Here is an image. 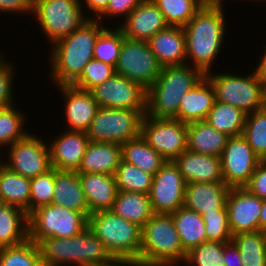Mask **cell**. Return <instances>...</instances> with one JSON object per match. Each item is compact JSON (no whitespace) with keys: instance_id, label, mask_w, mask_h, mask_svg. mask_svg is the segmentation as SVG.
<instances>
[{"instance_id":"cell-26","label":"cell","mask_w":266,"mask_h":266,"mask_svg":"<svg viewBox=\"0 0 266 266\" xmlns=\"http://www.w3.org/2000/svg\"><path fill=\"white\" fill-rule=\"evenodd\" d=\"M121 160V145L89 142L76 172L114 175Z\"/></svg>"},{"instance_id":"cell-24","label":"cell","mask_w":266,"mask_h":266,"mask_svg":"<svg viewBox=\"0 0 266 266\" xmlns=\"http://www.w3.org/2000/svg\"><path fill=\"white\" fill-rule=\"evenodd\" d=\"M215 89L205 75L190 91L182 96L178 113L174 119L186 124L203 121L213 108Z\"/></svg>"},{"instance_id":"cell-59","label":"cell","mask_w":266,"mask_h":266,"mask_svg":"<svg viewBox=\"0 0 266 266\" xmlns=\"http://www.w3.org/2000/svg\"><path fill=\"white\" fill-rule=\"evenodd\" d=\"M256 2H260V3L265 2L266 3V0H259V1L256 0Z\"/></svg>"},{"instance_id":"cell-19","label":"cell","mask_w":266,"mask_h":266,"mask_svg":"<svg viewBox=\"0 0 266 266\" xmlns=\"http://www.w3.org/2000/svg\"><path fill=\"white\" fill-rule=\"evenodd\" d=\"M52 168L59 171H77L87 144L90 142L84 131H60L50 141L47 140Z\"/></svg>"},{"instance_id":"cell-22","label":"cell","mask_w":266,"mask_h":266,"mask_svg":"<svg viewBox=\"0 0 266 266\" xmlns=\"http://www.w3.org/2000/svg\"><path fill=\"white\" fill-rule=\"evenodd\" d=\"M230 187L224 182L187 183L184 207L200 214L227 210L226 198Z\"/></svg>"},{"instance_id":"cell-30","label":"cell","mask_w":266,"mask_h":266,"mask_svg":"<svg viewBox=\"0 0 266 266\" xmlns=\"http://www.w3.org/2000/svg\"><path fill=\"white\" fill-rule=\"evenodd\" d=\"M110 210L140 227L154 215L149 194L139 192L118 191Z\"/></svg>"},{"instance_id":"cell-56","label":"cell","mask_w":266,"mask_h":266,"mask_svg":"<svg viewBox=\"0 0 266 266\" xmlns=\"http://www.w3.org/2000/svg\"><path fill=\"white\" fill-rule=\"evenodd\" d=\"M213 2H215L216 4H218V5H221L222 7H225V4H223L224 2V0H212ZM239 1V0H238ZM241 1V0H240ZM249 1H251V0H249ZM252 1H254V2H256V0H252ZM224 5V6H223Z\"/></svg>"},{"instance_id":"cell-50","label":"cell","mask_w":266,"mask_h":266,"mask_svg":"<svg viewBox=\"0 0 266 266\" xmlns=\"http://www.w3.org/2000/svg\"><path fill=\"white\" fill-rule=\"evenodd\" d=\"M223 260L225 266H243L238 247L233 241L223 243Z\"/></svg>"},{"instance_id":"cell-40","label":"cell","mask_w":266,"mask_h":266,"mask_svg":"<svg viewBox=\"0 0 266 266\" xmlns=\"http://www.w3.org/2000/svg\"><path fill=\"white\" fill-rule=\"evenodd\" d=\"M0 266H43L38 244L31 239L0 248Z\"/></svg>"},{"instance_id":"cell-51","label":"cell","mask_w":266,"mask_h":266,"mask_svg":"<svg viewBox=\"0 0 266 266\" xmlns=\"http://www.w3.org/2000/svg\"><path fill=\"white\" fill-rule=\"evenodd\" d=\"M109 0H81V5L86 9V17L88 19H97L105 10ZM88 11V16H87ZM90 13V14H89ZM94 16V17H93Z\"/></svg>"},{"instance_id":"cell-49","label":"cell","mask_w":266,"mask_h":266,"mask_svg":"<svg viewBox=\"0 0 266 266\" xmlns=\"http://www.w3.org/2000/svg\"><path fill=\"white\" fill-rule=\"evenodd\" d=\"M33 0H0V14L32 15ZM24 13V14H23Z\"/></svg>"},{"instance_id":"cell-37","label":"cell","mask_w":266,"mask_h":266,"mask_svg":"<svg viewBox=\"0 0 266 266\" xmlns=\"http://www.w3.org/2000/svg\"><path fill=\"white\" fill-rule=\"evenodd\" d=\"M169 26L184 27L207 0H152Z\"/></svg>"},{"instance_id":"cell-39","label":"cell","mask_w":266,"mask_h":266,"mask_svg":"<svg viewBox=\"0 0 266 266\" xmlns=\"http://www.w3.org/2000/svg\"><path fill=\"white\" fill-rule=\"evenodd\" d=\"M242 135L255 154L266 160V105L246 115Z\"/></svg>"},{"instance_id":"cell-1","label":"cell","mask_w":266,"mask_h":266,"mask_svg":"<svg viewBox=\"0 0 266 266\" xmlns=\"http://www.w3.org/2000/svg\"><path fill=\"white\" fill-rule=\"evenodd\" d=\"M225 8L207 0L184 26L186 37V64L204 75L214 71L215 62L224 45L226 31ZM214 63V64H213Z\"/></svg>"},{"instance_id":"cell-11","label":"cell","mask_w":266,"mask_h":266,"mask_svg":"<svg viewBox=\"0 0 266 266\" xmlns=\"http://www.w3.org/2000/svg\"><path fill=\"white\" fill-rule=\"evenodd\" d=\"M161 68L148 41L123 38L115 66L117 74L139 83L148 90L160 75Z\"/></svg>"},{"instance_id":"cell-9","label":"cell","mask_w":266,"mask_h":266,"mask_svg":"<svg viewBox=\"0 0 266 266\" xmlns=\"http://www.w3.org/2000/svg\"><path fill=\"white\" fill-rule=\"evenodd\" d=\"M29 239L39 244L50 238H69L88 227V218L82 213L55 204L36 208L28 215Z\"/></svg>"},{"instance_id":"cell-17","label":"cell","mask_w":266,"mask_h":266,"mask_svg":"<svg viewBox=\"0 0 266 266\" xmlns=\"http://www.w3.org/2000/svg\"><path fill=\"white\" fill-rule=\"evenodd\" d=\"M262 204L263 199L245 187L230 188L226 198V208L232 235L260 230Z\"/></svg>"},{"instance_id":"cell-32","label":"cell","mask_w":266,"mask_h":266,"mask_svg":"<svg viewBox=\"0 0 266 266\" xmlns=\"http://www.w3.org/2000/svg\"><path fill=\"white\" fill-rule=\"evenodd\" d=\"M122 161L134 165L144 172L155 175L166 160L140 135L121 145Z\"/></svg>"},{"instance_id":"cell-16","label":"cell","mask_w":266,"mask_h":266,"mask_svg":"<svg viewBox=\"0 0 266 266\" xmlns=\"http://www.w3.org/2000/svg\"><path fill=\"white\" fill-rule=\"evenodd\" d=\"M90 92L102 108L146 110L147 90L117 73Z\"/></svg>"},{"instance_id":"cell-7","label":"cell","mask_w":266,"mask_h":266,"mask_svg":"<svg viewBox=\"0 0 266 266\" xmlns=\"http://www.w3.org/2000/svg\"><path fill=\"white\" fill-rule=\"evenodd\" d=\"M88 228L114 258L139 259L141 227L137 224L106 210L90 214Z\"/></svg>"},{"instance_id":"cell-29","label":"cell","mask_w":266,"mask_h":266,"mask_svg":"<svg viewBox=\"0 0 266 266\" xmlns=\"http://www.w3.org/2000/svg\"><path fill=\"white\" fill-rule=\"evenodd\" d=\"M29 239L28 214L22 208L0 203V248Z\"/></svg>"},{"instance_id":"cell-55","label":"cell","mask_w":266,"mask_h":266,"mask_svg":"<svg viewBox=\"0 0 266 266\" xmlns=\"http://www.w3.org/2000/svg\"><path fill=\"white\" fill-rule=\"evenodd\" d=\"M129 266H149L138 259H129Z\"/></svg>"},{"instance_id":"cell-38","label":"cell","mask_w":266,"mask_h":266,"mask_svg":"<svg viewBox=\"0 0 266 266\" xmlns=\"http://www.w3.org/2000/svg\"><path fill=\"white\" fill-rule=\"evenodd\" d=\"M114 175L118 191L149 194L152 186L153 175L122 160L120 161Z\"/></svg>"},{"instance_id":"cell-23","label":"cell","mask_w":266,"mask_h":266,"mask_svg":"<svg viewBox=\"0 0 266 266\" xmlns=\"http://www.w3.org/2000/svg\"><path fill=\"white\" fill-rule=\"evenodd\" d=\"M148 43L162 67L186 64V37L183 27L168 26L151 37Z\"/></svg>"},{"instance_id":"cell-44","label":"cell","mask_w":266,"mask_h":266,"mask_svg":"<svg viewBox=\"0 0 266 266\" xmlns=\"http://www.w3.org/2000/svg\"><path fill=\"white\" fill-rule=\"evenodd\" d=\"M115 73V66L93 58L84 67L82 74L72 85L79 89L91 91Z\"/></svg>"},{"instance_id":"cell-33","label":"cell","mask_w":266,"mask_h":266,"mask_svg":"<svg viewBox=\"0 0 266 266\" xmlns=\"http://www.w3.org/2000/svg\"><path fill=\"white\" fill-rule=\"evenodd\" d=\"M171 215L183 249L187 253L192 248L206 242L205 223L200 214L183 206Z\"/></svg>"},{"instance_id":"cell-34","label":"cell","mask_w":266,"mask_h":266,"mask_svg":"<svg viewBox=\"0 0 266 266\" xmlns=\"http://www.w3.org/2000/svg\"><path fill=\"white\" fill-rule=\"evenodd\" d=\"M246 115L243 110L237 107L215 100L205 121L219 132L233 137L243 133Z\"/></svg>"},{"instance_id":"cell-57","label":"cell","mask_w":266,"mask_h":266,"mask_svg":"<svg viewBox=\"0 0 266 266\" xmlns=\"http://www.w3.org/2000/svg\"><path fill=\"white\" fill-rule=\"evenodd\" d=\"M5 53H2V51L0 50V61L2 60V59H4L5 58Z\"/></svg>"},{"instance_id":"cell-18","label":"cell","mask_w":266,"mask_h":266,"mask_svg":"<svg viewBox=\"0 0 266 266\" xmlns=\"http://www.w3.org/2000/svg\"><path fill=\"white\" fill-rule=\"evenodd\" d=\"M64 100L65 130L86 132L99 108L90 91L79 89L73 85L56 86Z\"/></svg>"},{"instance_id":"cell-6","label":"cell","mask_w":266,"mask_h":266,"mask_svg":"<svg viewBox=\"0 0 266 266\" xmlns=\"http://www.w3.org/2000/svg\"><path fill=\"white\" fill-rule=\"evenodd\" d=\"M228 72L206 74L215 89L216 101L228 103L246 114L266 105V89L256 68L245 75Z\"/></svg>"},{"instance_id":"cell-41","label":"cell","mask_w":266,"mask_h":266,"mask_svg":"<svg viewBox=\"0 0 266 266\" xmlns=\"http://www.w3.org/2000/svg\"><path fill=\"white\" fill-rule=\"evenodd\" d=\"M124 35L116 26L106 27L98 36L94 47V59L116 66Z\"/></svg>"},{"instance_id":"cell-52","label":"cell","mask_w":266,"mask_h":266,"mask_svg":"<svg viewBox=\"0 0 266 266\" xmlns=\"http://www.w3.org/2000/svg\"><path fill=\"white\" fill-rule=\"evenodd\" d=\"M265 48H266V45H265ZM262 53L263 54H262V56L259 59L261 61H259V64L257 62V66L255 68L258 71V73L260 75V78L264 82V86H265V89H266V49L263 50Z\"/></svg>"},{"instance_id":"cell-27","label":"cell","mask_w":266,"mask_h":266,"mask_svg":"<svg viewBox=\"0 0 266 266\" xmlns=\"http://www.w3.org/2000/svg\"><path fill=\"white\" fill-rule=\"evenodd\" d=\"M53 191L52 204L82 212L88 218L89 205L82 190L78 172L55 169Z\"/></svg>"},{"instance_id":"cell-15","label":"cell","mask_w":266,"mask_h":266,"mask_svg":"<svg viewBox=\"0 0 266 266\" xmlns=\"http://www.w3.org/2000/svg\"><path fill=\"white\" fill-rule=\"evenodd\" d=\"M220 158L223 180L230 188L245 187L261 161L242 134L228 138Z\"/></svg>"},{"instance_id":"cell-31","label":"cell","mask_w":266,"mask_h":266,"mask_svg":"<svg viewBox=\"0 0 266 266\" xmlns=\"http://www.w3.org/2000/svg\"><path fill=\"white\" fill-rule=\"evenodd\" d=\"M0 202L15 205L29 215L30 178L15 173L0 164Z\"/></svg>"},{"instance_id":"cell-42","label":"cell","mask_w":266,"mask_h":266,"mask_svg":"<svg viewBox=\"0 0 266 266\" xmlns=\"http://www.w3.org/2000/svg\"><path fill=\"white\" fill-rule=\"evenodd\" d=\"M185 266H225L223 243L206 241L192 248L183 263Z\"/></svg>"},{"instance_id":"cell-47","label":"cell","mask_w":266,"mask_h":266,"mask_svg":"<svg viewBox=\"0 0 266 266\" xmlns=\"http://www.w3.org/2000/svg\"><path fill=\"white\" fill-rule=\"evenodd\" d=\"M142 1L143 0H109L106 10L97 18V20L105 23V19L112 20V17H115L114 19L116 20L117 17H120L118 19L123 22L130 12Z\"/></svg>"},{"instance_id":"cell-2","label":"cell","mask_w":266,"mask_h":266,"mask_svg":"<svg viewBox=\"0 0 266 266\" xmlns=\"http://www.w3.org/2000/svg\"><path fill=\"white\" fill-rule=\"evenodd\" d=\"M107 26L97 19H88L76 31L50 46L48 77L53 85H72L80 77L94 58L97 38Z\"/></svg>"},{"instance_id":"cell-5","label":"cell","mask_w":266,"mask_h":266,"mask_svg":"<svg viewBox=\"0 0 266 266\" xmlns=\"http://www.w3.org/2000/svg\"><path fill=\"white\" fill-rule=\"evenodd\" d=\"M186 256L171 214H154L141 227L139 261L149 266H181Z\"/></svg>"},{"instance_id":"cell-54","label":"cell","mask_w":266,"mask_h":266,"mask_svg":"<svg viewBox=\"0 0 266 266\" xmlns=\"http://www.w3.org/2000/svg\"><path fill=\"white\" fill-rule=\"evenodd\" d=\"M266 230V199H263L262 208L260 211V231Z\"/></svg>"},{"instance_id":"cell-35","label":"cell","mask_w":266,"mask_h":266,"mask_svg":"<svg viewBox=\"0 0 266 266\" xmlns=\"http://www.w3.org/2000/svg\"><path fill=\"white\" fill-rule=\"evenodd\" d=\"M232 241L238 247L243 266H266V235L263 231L239 233Z\"/></svg>"},{"instance_id":"cell-4","label":"cell","mask_w":266,"mask_h":266,"mask_svg":"<svg viewBox=\"0 0 266 266\" xmlns=\"http://www.w3.org/2000/svg\"><path fill=\"white\" fill-rule=\"evenodd\" d=\"M205 75L188 64L163 66L147 90L146 114L155 118H175L182 96Z\"/></svg>"},{"instance_id":"cell-14","label":"cell","mask_w":266,"mask_h":266,"mask_svg":"<svg viewBox=\"0 0 266 266\" xmlns=\"http://www.w3.org/2000/svg\"><path fill=\"white\" fill-rule=\"evenodd\" d=\"M186 184L174 161H166L153 176L149 192L154 214H171L183 207Z\"/></svg>"},{"instance_id":"cell-28","label":"cell","mask_w":266,"mask_h":266,"mask_svg":"<svg viewBox=\"0 0 266 266\" xmlns=\"http://www.w3.org/2000/svg\"><path fill=\"white\" fill-rule=\"evenodd\" d=\"M228 138L205 120L187 124V150L191 152L220 157Z\"/></svg>"},{"instance_id":"cell-21","label":"cell","mask_w":266,"mask_h":266,"mask_svg":"<svg viewBox=\"0 0 266 266\" xmlns=\"http://www.w3.org/2000/svg\"><path fill=\"white\" fill-rule=\"evenodd\" d=\"M174 163L186 183L224 182L220 157L185 150Z\"/></svg>"},{"instance_id":"cell-20","label":"cell","mask_w":266,"mask_h":266,"mask_svg":"<svg viewBox=\"0 0 266 266\" xmlns=\"http://www.w3.org/2000/svg\"><path fill=\"white\" fill-rule=\"evenodd\" d=\"M123 21L116 26L122 31L124 37L140 41H148L169 26L163 13L152 0H143Z\"/></svg>"},{"instance_id":"cell-48","label":"cell","mask_w":266,"mask_h":266,"mask_svg":"<svg viewBox=\"0 0 266 266\" xmlns=\"http://www.w3.org/2000/svg\"><path fill=\"white\" fill-rule=\"evenodd\" d=\"M245 188L260 199H266V160L259 162Z\"/></svg>"},{"instance_id":"cell-25","label":"cell","mask_w":266,"mask_h":266,"mask_svg":"<svg viewBox=\"0 0 266 266\" xmlns=\"http://www.w3.org/2000/svg\"><path fill=\"white\" fill-rule=\"evenodd\" d=\"M79 179L89 205V215L112 208L118 193L115 175L79 173Z\"/></svg>"},{"instance_id":"cell-8","label":"cell","mask_w":266,"mask_h":266,"mask_svg":"<svg viewBox=\"0 0 266 266\" xmlns=\"http://www.w3.org/2000/svg\"><path fill=\"white\" fill-rule=\"evenodd\" d=\"M82 7L80 0H33L31 16L52 46L88 20Z\"/></svg>"},{"instance_id":"cell-53","label":"cell","mask_w":266,"mask_h":266,"mask_svg":"<svg viewBox=\"0 0 266 266\" xmlns=\"http://www.w3.org/2000/svg\"><path fill=\"white\" fill-rule=\"evenodd\" d=\"M97 266H129V258H113L110 262Z\"/></svg>"},{"instance_id":"cell-3","label":"cell","mask_w":266,"mask_h":266,"mask_svg":"<svg viewBox=\"0 0 266 266\" xmlns=\"http://www.w3.org/2000/svg\"><path fill=\"white\" fill-rule=\"evenodd\" d=\"M38 246L43 266H97L114 258L88 227L69 238H47Z\"/></svg>"},{"instance_id":"cell-13","label":"cell","mask_w":266,"mask_h":266,"mask_svg":"<svg viewBox=\"0 0 266 266\" xmlns=\"http://www.w3.org/2000/svg\"><path fill=\"white\" fill-rule=\"evenodd\" d=\"M140 135L166 161H174L187 150V124L174 118H155L145 114Z\"/></svg>"},{"instance_id":"cell-36","label":"cell","mask_w":266,"mask_h":266,"mask_svg":"<svg viewBox=\"0 0 266 266\" xmlns=\"http://www.w3.org/2000/svg\"><path fill=\"white\" fill-rule=\"evenodd\" d=\"M25 114L15 104L0 107V151L5 150L29 133L25 130L27 127L24 125L27 121Z\"/></svg>"},{"instance_id":"cell-43","label":"cell","mask_w":266,"mask_h":266,"mask_svg":"<svg viewBox=\"0 0 266 266\" xmlns=\"http://www.w3.org/2000/svg\"><path fill=\"white\" fill-rule=\"evenodd\" d=\"M55 169L30 179L29 214L38 207L52 204Z\"/></svg>"},{"instance_id":"cell-10","label":"cell","mask_w":266,"mask_h":266,"mask_svg":"<svg viewBox=\"0 0 266 266\" xmlns=\"http://www.w3.org/2000/svg\"><path fill=\"white\" fill-rule=\"evenodd\" d=\"M146 110L99 107L86 131L90 142L122 145L140 136Z\"/></svg>"},{"instance_id":"cell-58","label":"cell","mask_w":266,"mask_h":266,"mask_svg":"<svg viewBox=\"0 0 266 266\" xmlns=\"http://www.w3.org/2000/svg\"><path fill=\"white\" fill-rule=\"evenodd\" d=\"M1 153L2 152L0 151V164L2 163V160L1 159H2V156H3V155H1Z\"/></svg>"},{"instance_id":"cell-46","label":"cell","mask_w":266,"mask_h":266,"mask_svg":"<svg viewBox=\"0 0 266 266\" xmlns=\"http://www.w3.org/2000/svg\"><path fill=\"white\" fill-rule=\"evenodd\" d=\"M7 59H2L0 61V107H8L11 105L16 104L14 94V89L12 85L16 84L14 83L17 75L16 69L17 65L13 61H6ZM13 62V63H12Z\"/></svg>"},{"instance_id":"cell-45","label":"cell","mask_w":266,"mask_h":266,"mask_svg":"<svg viewBox=\"0 0 266 266\" xmlns=\"http://www.w3.org/2000/svg\"><path fill=\"white\" fill-rule=\"evenodd\" d=\"M202 218L206 228V241L228 243L232 241L227 210L204 213Z\"/></svg>"},{"instance_id":"cell-12","label":"cell","mask_w":266,"mask_h":266,"mask_svg":"<svg viewBox=\"0 0 266 266\" xmlns=\"http://www.w3.org/2000/svg\"><path fill=\"white\" fill-rule=\"evenodd\" d=\"M39 136L29 131L25 137L7 147L8 150L4 151L7 159L4 156L2 163L15 173L30 179L47 173L52 169L49 146Z\"/></svg>"}]
</instances>
